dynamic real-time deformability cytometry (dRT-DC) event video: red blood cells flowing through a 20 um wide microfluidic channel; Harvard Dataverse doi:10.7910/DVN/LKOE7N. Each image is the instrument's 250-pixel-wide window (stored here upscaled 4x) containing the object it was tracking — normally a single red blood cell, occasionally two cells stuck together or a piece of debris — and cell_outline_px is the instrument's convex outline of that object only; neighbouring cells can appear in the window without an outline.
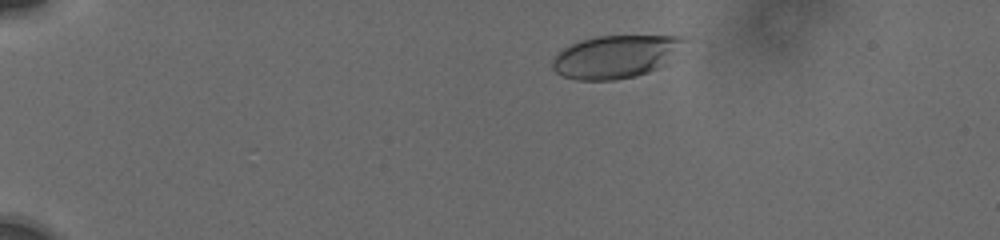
{"species": "human", "species_latin": "Homo sapiens", "temperature_condition": "cold", "stored_images_in_passage": 16, "camera_frame_rate_fps": 3000, "um_per_image_px": 0.085, "donor": {"sex": "male"}, "frame": {"image": 1, "passage_image": 1, "time_ms": 0.0, "image_size_px": [1000, 240], "cell_outline_px": [[684, 40], [668, 64], [660, 68], [636, 76], [616, 80], [576, 80], [564, 76], [556, 72], [552, 68], [552, 60], [564, 48], [580, 40], [596, 36], [680, 36]], "centroid_in_image_um": [52.3, 4.83], "position_along_channel_um": 32.7, "area_um2": 32.66}}
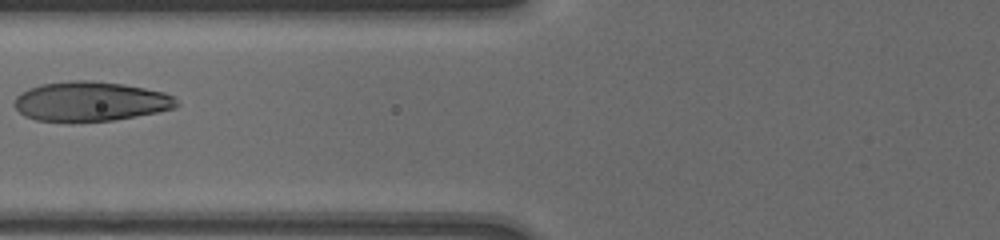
{"frame": {"image": 2, "passage_image": 10, "time_ms": 4.667, "image_size_px": [1000, 240], "cell_outline_px": [[180, 104], [176, 108], [156, 112], [112, 120], [36, 120], [24, 116], [12, 104], [16, 96], [28, 88], [40, 84], [68, 80], [88, 80], [124, 84], [164, 92], [172, 96]], "centroid_in_image_um": [7.67, 8.59], "position_along_channel_um": 118.1, "area_um2": 37.05}}
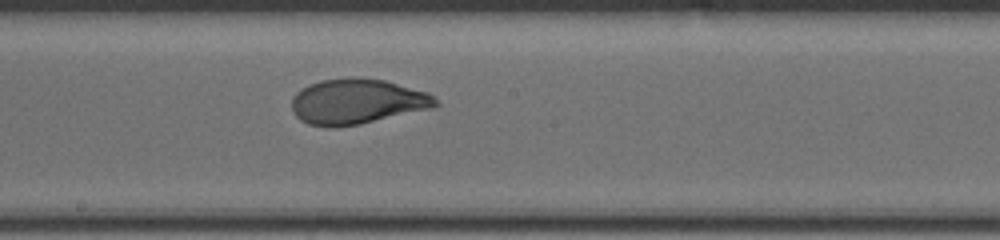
{"frame": {"image": 3, "passage_image": 16, "time_ms": 7.333, "image_size_px": [1000, 240], "cell_outline_px": [[440, 104], [432, 108], [360, 124], [336, 128], [308, 124], [300, 120], [292, 112], [292, 96], [296, 92], [308, 84], [320, 80], [356, 76], [384, 80], [428, 92]], "centroid_in_image_um": [30.32, 8.62], "position_along_channel_um": 217.9, "area_um2": 38.21}}